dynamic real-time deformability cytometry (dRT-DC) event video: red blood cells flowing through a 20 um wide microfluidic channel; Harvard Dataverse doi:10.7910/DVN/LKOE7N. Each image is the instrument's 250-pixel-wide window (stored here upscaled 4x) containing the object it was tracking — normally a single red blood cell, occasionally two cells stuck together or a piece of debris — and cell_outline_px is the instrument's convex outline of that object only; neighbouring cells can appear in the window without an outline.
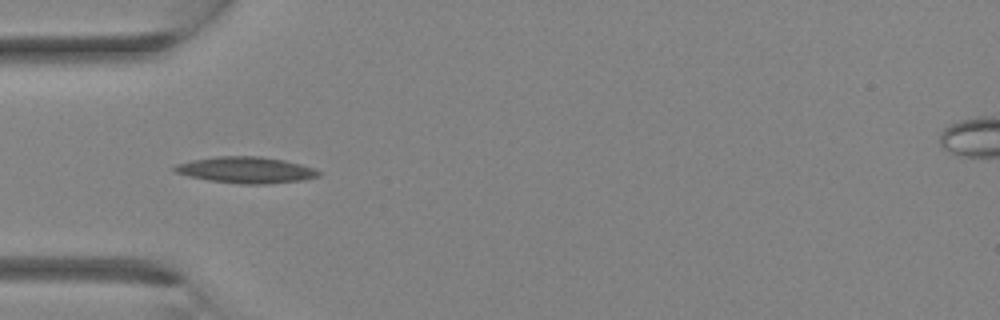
{"species": "Egyptian fruit bat (a non-hibernating species)", "species_latin": "Rousettus aegyptiacus", "temperature_condition": "room temperature", "stored_images_in_passage": 2, "camera_frame_rate_fps": 3000, "um_per_image_px": 0.085, "animal": {"sex": "female"}, "frame": {"image": 1, "passage_image": 2, "time_ms": 0.333, "image_size_px": [1000, 320], "cell_outline_px": [[320, 176], [304, 180], [264, 184], [240, 184], [208, 180], [188, 176], [176, 172], [172, 168], [176, 164], [192, 160], [216, 156], [260, 156], [284, 160], [300, 164], [312, 168], [320, 172]], "centroid_in_image_um": [20.9, 14.45], "position_along_channel_um": 64.1, "area_um2": 22.02}}